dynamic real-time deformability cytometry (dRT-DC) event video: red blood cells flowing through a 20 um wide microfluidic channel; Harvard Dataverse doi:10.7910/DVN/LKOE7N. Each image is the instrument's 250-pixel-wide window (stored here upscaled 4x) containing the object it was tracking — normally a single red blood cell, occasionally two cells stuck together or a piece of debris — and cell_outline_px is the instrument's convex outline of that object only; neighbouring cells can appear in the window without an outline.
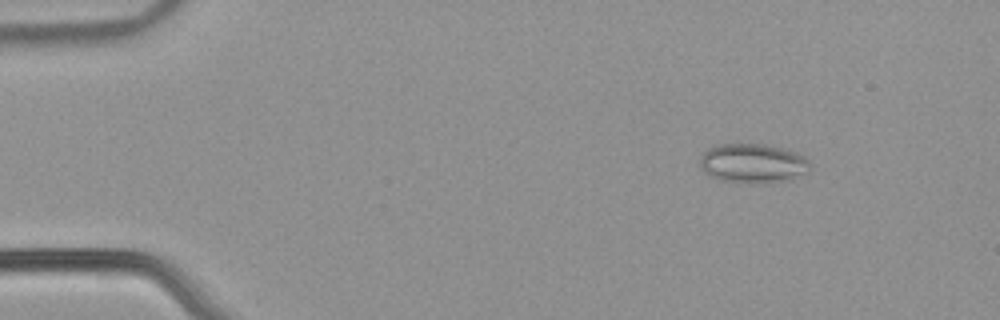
{"species": "common noctule bat (a hibernating species)", "species_latin": "Nyctalus noctula", "temperature_condition": "warm", "stored_images_in_passage": 53, "camera_frame_rate_fps": 3000, "um_per_image_px": 0.085, "animal": {"sex": "male", "body_mass_g": 21.5, "forearm_length_mm": 52.0}, "frame": {"image": 1, "passage_image": 7, "time_ms": 2.0, "image_size_px": [1000, 320], "cell_outline_px": [[812, 164], [804, 172], [780, 180], [724, 180], [712, 176], [700, 164], [700, 156], [708, 148], [720, 144], [764, 144], [780, 148], [804, 156]], "centroid_in_image_um": [63.95, 13.8], "position_along_channel_um": 21.1, "area_um2": 23.52}}
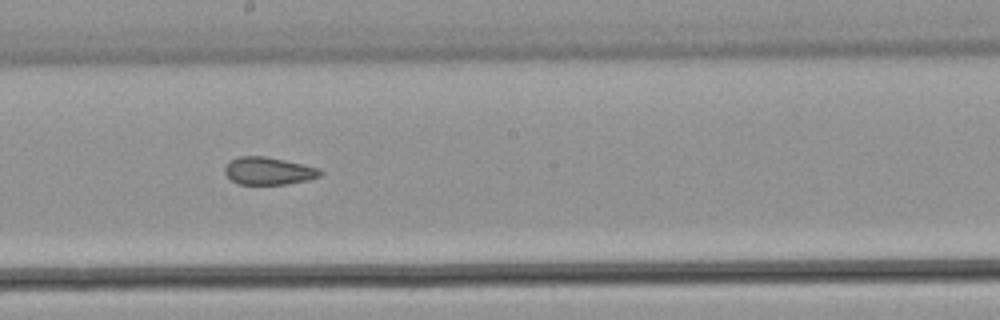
{"frame": {"image": 2, "passage_image": 30, "time_ms": 9.667, "image_size_px": [1000, 320], "cell_outline_px": [[324, 172], [320, 176], [308, 180], [284, 184], [240, 184], [232, 180], [224, 172], [224, 168], [232, 160], [240, 156], [264, 156], [284, 160], [320, 168]], "centroid_in_image_um": [22.86, 14.53], "position_along_channel_um": 225.3, "area_um2": 15.14}}
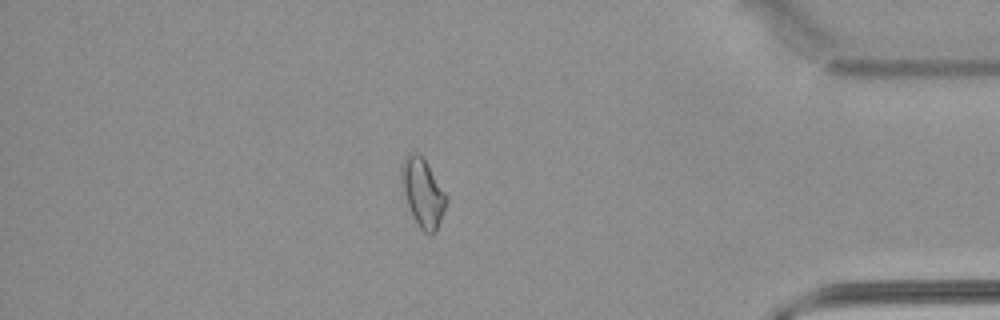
{"frame": {"image": 3, "passage_image": 46, "time_ms": 15.0, "image_size_px": [1000, 320], "cell_outline_px": [[444, 208], [440, 220], [436, 228], [428, 236], [420, 228], [408, 204], [400, 180], [400, 164], [404, 156], [408, 152], [420, 152], [424, 156], [444, 192]], "centroid_in_image_um": [35.87, 16.25], "position_along_channel_um": 399.3, "area_um2": 17.46}, "authors_computed_cell_mechanics": {"area_um2": 17.5134, "velocity_mm_per_s": 3.8994, "shape_relaxation_time_tau1_ms": null, "shape_relaxation_time_tau2_ms": 2.2113, "deformation_change_tau1": null, "deformation_change_tau2": 0.0836}}